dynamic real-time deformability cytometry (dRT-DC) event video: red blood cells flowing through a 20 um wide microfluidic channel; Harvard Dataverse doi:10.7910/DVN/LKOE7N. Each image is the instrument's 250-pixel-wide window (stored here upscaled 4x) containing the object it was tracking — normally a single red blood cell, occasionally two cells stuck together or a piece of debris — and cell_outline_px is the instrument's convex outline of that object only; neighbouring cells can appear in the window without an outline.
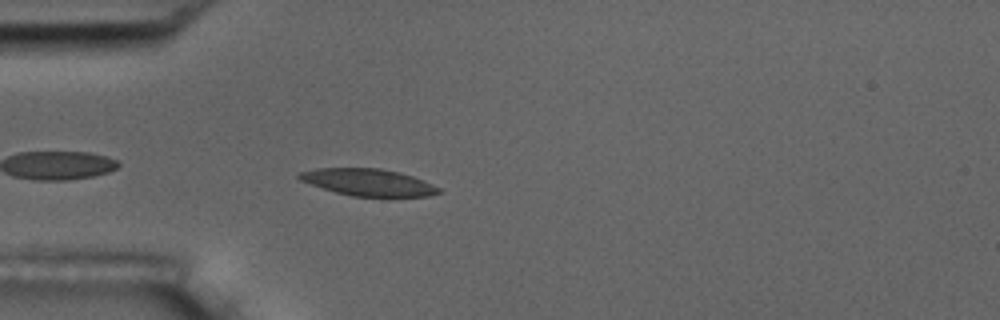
{"species": "common noctule bat (a hibernating species)", "species_latin": "Nyctalus noctula", "temperature_condition": "room temperature", "stored_images_in_passage": 5, "camera_frame_rate_fps": 3000, "um_per_image_px": 0.085, "animal": {"sex": "male", "body_mass_g": 17.5, "forearm_length_mm": 52.3}, "frame": {"image": 1, "passage_image": 5, "time_ms": 1.333, "image_size_px": [1000, 320], "cell_outline_px": [[440, 192], [428, 196], [352, 196], [336, 192], [300, 180], [296, 176], [300, 172], [316, 168], [380, 168], [400, 172], [424, 180], [440, 188]], "centroid_in_image_um": [31.3, 15.48], "position_along_channel_um": 53.7, "area_um2": 21.68}}